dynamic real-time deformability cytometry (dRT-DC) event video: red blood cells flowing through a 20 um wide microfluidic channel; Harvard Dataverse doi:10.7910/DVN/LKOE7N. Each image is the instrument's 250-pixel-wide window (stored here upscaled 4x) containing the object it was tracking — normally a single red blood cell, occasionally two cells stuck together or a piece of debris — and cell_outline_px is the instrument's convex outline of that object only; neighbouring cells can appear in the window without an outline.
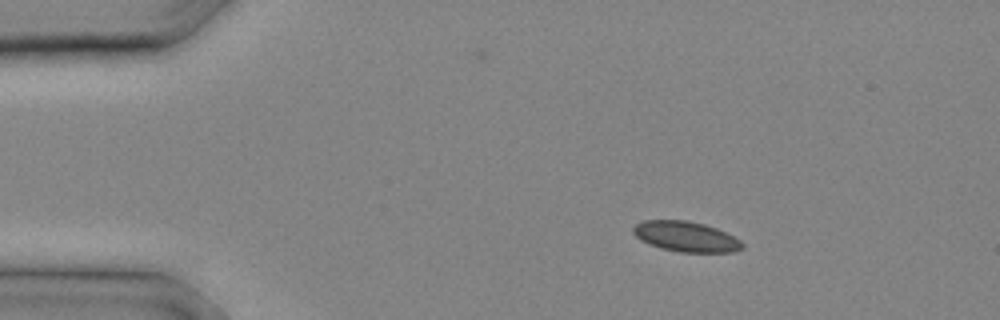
{"species": "common noctule bat (a hibernating species)", "species_latin": "Nyctalus noctula", "temperature_condition": "cold", "stored_images_in_passage": 9, "camera_frame_rate_fps": 3000, "um_per_image_px": 0.085, "animal": {"sex": "male", "body_mass_g": 20.4}, "frame": {"image": 1, "passage_image": 4, "time_ms": 1.0, "image_size_px": [1000, 320], "cell_outline_px": [[744, 248], [732, 252], [680, 252], [660, 248], [648, 244], [640, 240], [632, 232], [632, 228], [636, 224], [644, 220], [688, 220], [704, 224], [716, 228], [740, 240], [744, 244]], "centroid_in_image_um": [58.28, 20.11], "position_along_channel_um": 26.7, "area_um2": 19.31}}
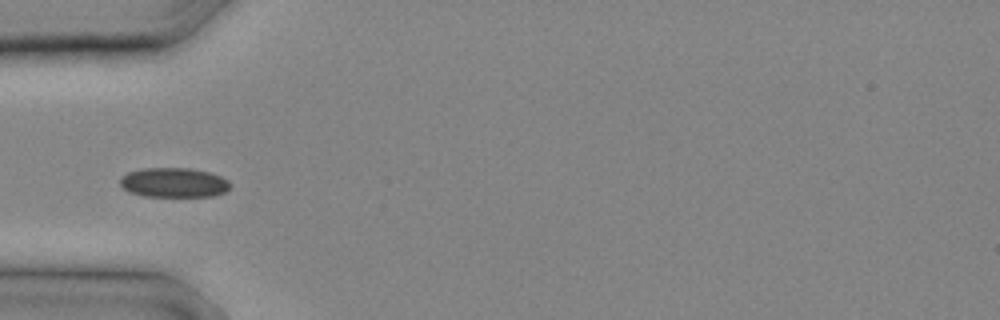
{"frame": {"image": 2, "passage_image": 8, "time_ms": 2.333, "image_size_px": [1000, 320], "cell_outline_px": [[232, 188], [224, 192], [212, 196], [144, 196], [132, 192], [124, 188], [120, 184], [120, 176], [128, 172], [140, 168], [192, 168], [208, 172], [220, 176], [228, 180], [232, 184]], "centroid_in_image_um": [14.8, 15.51], "position_along_channel_um": 70.2, "area_um2": 19.07}}